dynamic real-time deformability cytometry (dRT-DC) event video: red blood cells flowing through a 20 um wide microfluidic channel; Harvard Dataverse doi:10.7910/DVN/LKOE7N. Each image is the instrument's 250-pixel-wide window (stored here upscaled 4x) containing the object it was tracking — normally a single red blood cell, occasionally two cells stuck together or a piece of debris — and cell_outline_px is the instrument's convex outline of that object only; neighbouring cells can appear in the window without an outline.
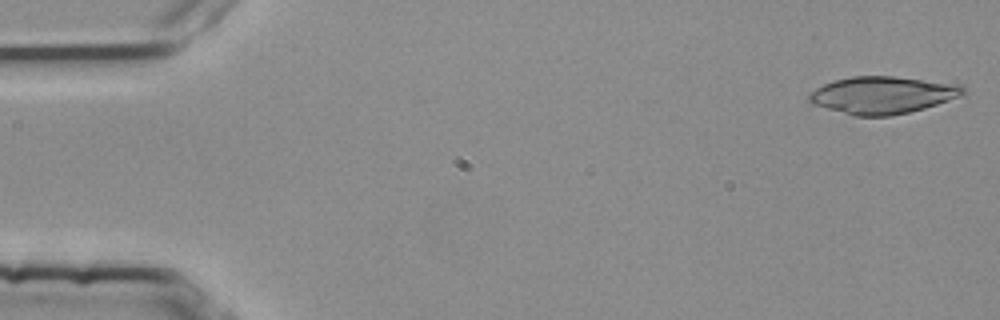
{"species": "common noctule bat (a hibernating species)", "species_latin": "Nyctalus noctula", "temperature_condition": "room temperature", "stored_images_in_passage": 4, "camera_frame_rate_fps": 3000, "um_per_image_px": 0.085, "animal": {"sex": "female", "body_mass_g": 25.1}, "frame": {"image": 1, "passage_image": 1, "time_ms": 0.0, "image_size_px": [1000, 320], "cell_outline_px": [[964, 96], [924, 108], [908, 112], [888, 116], [852, 116], [812, 104], [808, 100], [808, 96], [816, 88], [824, 84], [836, 80], [852, 76], [892, 76], [964, 84]], "centroid_in_image_um": [75.05, 8.08], "position_along_channel_um": 9.9, "area_um2": 33.58}}